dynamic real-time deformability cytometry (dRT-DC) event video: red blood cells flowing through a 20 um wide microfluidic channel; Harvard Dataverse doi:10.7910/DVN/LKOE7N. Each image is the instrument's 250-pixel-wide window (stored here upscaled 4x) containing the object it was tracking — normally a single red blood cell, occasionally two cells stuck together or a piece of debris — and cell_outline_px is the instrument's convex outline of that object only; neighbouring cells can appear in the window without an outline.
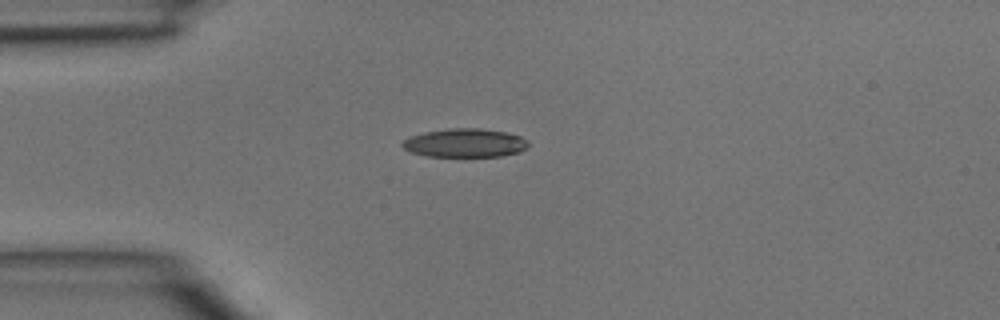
{"species": "common noctule bat (a hibernating species)", "species_latin": "Nyctalus noctula", "temperature_condition": "room temperature", "stored_images_in_passage": 35, "camera_frame_rate_fps": 3000, "um_per_image_px": 0.085, "animal": {"sex": "male", "body_mass_g": 15.6}, "frame": {"image": 1, "passage_image": 1, "time_ms": 0.0, "image_size_px": [1000, 320], "cell_outline_px": [[528, 148], [520, 152], [500, 156], [428, 156], [412, 152], [404, 148], [400, 144], [408, 136], [424, 132], [448, 128], [480, 128], [508, 132], [520, 136], [528, 140]], "centroid_in_image_um": [39.54, 12.14], "position_along_channel_um": 45.5, "area_um2": 21.15}}
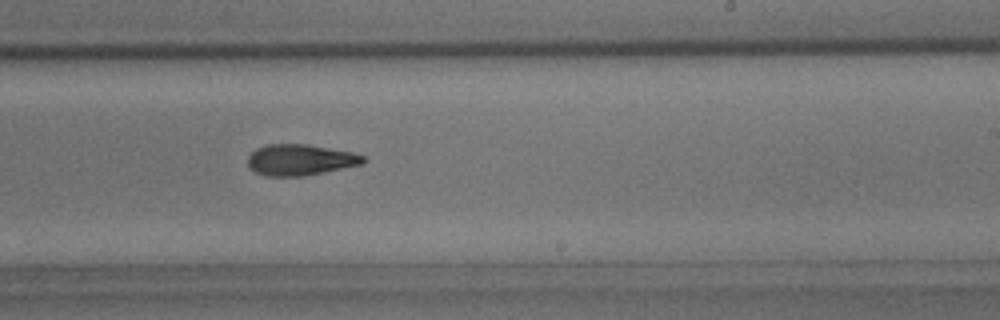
{"frame": {"image": 2, "passage_image": 17, "time_ms": 5.333, "image_size_px": [1000, 320], "cell_outline_px": [[368, 160], [364, 164], [304, 176], [264, 176], [256, 172], [248, 164], [248, 156], [256, 148], [264, 144], [308, 144], [352, 152], [364, 156]], "centroid_in_image_um": [25.54, 13.58], "position_along_channel_um": 263.5, "area_um2": 21.04}}
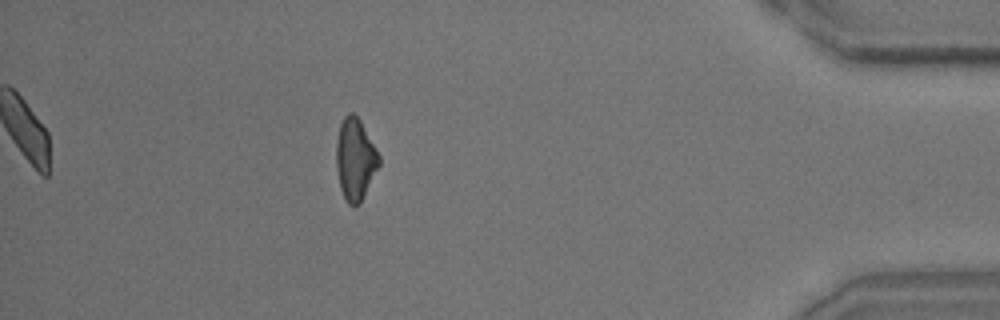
{"frame": {"image": 3, "passage_image": 30, "time_ms": 9.667, "image_size_px": [1000, 320], "cell_outline_px": [[380, 164], [360, 204], [348, 204], [340, 188], [336, 168], [336, 140], [340, 124], [344, 116], [348, 112], [352, 112], [360, 120], [380, 156]], "centroid_in_image_um": [30.18, 13.52], "position_along_channel_um": 405.0, "area_um2": 20.29}}